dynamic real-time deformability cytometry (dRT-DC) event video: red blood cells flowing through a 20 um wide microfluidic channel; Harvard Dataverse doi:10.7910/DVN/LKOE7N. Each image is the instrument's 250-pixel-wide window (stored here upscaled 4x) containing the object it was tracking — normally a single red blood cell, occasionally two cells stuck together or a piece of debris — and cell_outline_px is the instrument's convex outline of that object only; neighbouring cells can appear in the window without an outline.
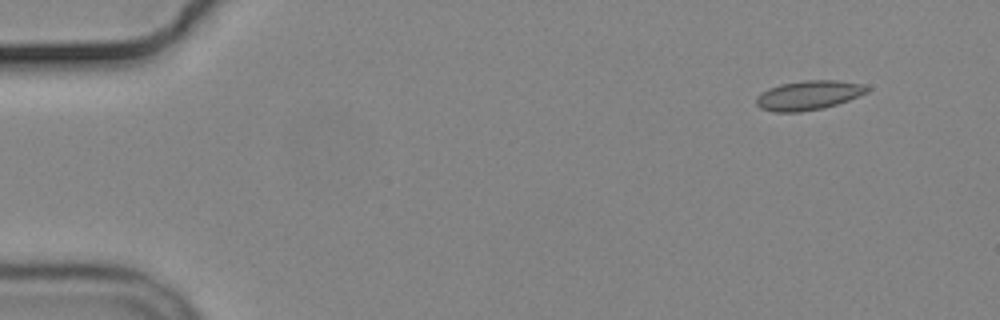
{"species": "common noctule bat (a hibernating species)", "species_latin": "Nyctalus noctula", "temperature_condition": "cold", "stored_images_in_passage": 8, "camera_frame_rate_fps": 3000, "um_per_image_px": 0.085, "animal": {"sex": "male", "body_mass_g": 19.2, "forearm_length_mm": 51.8}, "frame": {"image": 1, "passage_image": 1, "time_ms": 0.0, "image_size_px": [1000, 320], "cell_outline_px": [[868, 92], [848, 100], [824, 108], [800, 112], [776, 112], [760, 108], [756, 104], [756, 96], [760, 92], [768, 88], [780, 84], [804, 80], [836, 80], [860, 84], [868, 88]], "centroid_in_image_um": [68.66, 8.1], "position_along_channel_um": 16.3, "area_um2": 18.9}}